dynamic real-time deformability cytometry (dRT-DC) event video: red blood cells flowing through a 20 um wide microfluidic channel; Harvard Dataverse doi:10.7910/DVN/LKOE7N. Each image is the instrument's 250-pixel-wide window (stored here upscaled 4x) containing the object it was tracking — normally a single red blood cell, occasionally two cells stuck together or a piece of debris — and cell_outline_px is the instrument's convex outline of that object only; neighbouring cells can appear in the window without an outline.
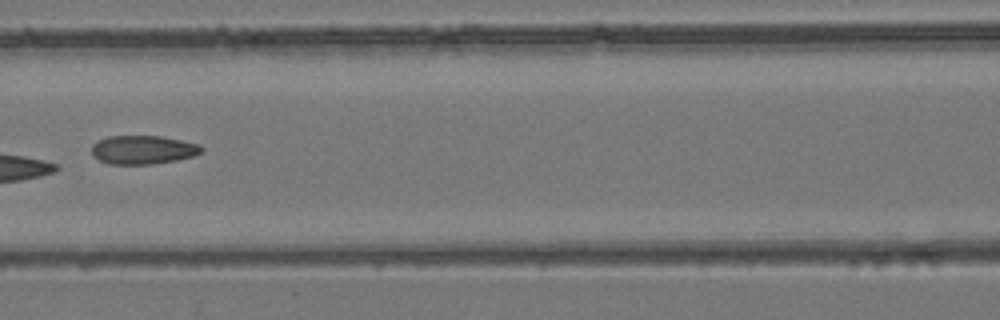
{"species": "common noctule bat (a hibernating species)", "species_latin": "Nyctalus noctula", "temperature_condition": "room temperature", "stored_images_in_passage": 7, "camera_frame_rate_fps": 3000, "um_per_image_px": 0.085, "animal": {"sex": "female", "body_mass_g": 24.6, "forearm_length_mm": 56.2}, "frame": {"image": 1, "passage_image": 6, "time_ms": 5.667, "image_size_px": [1000, 320], "cell_outline_px": [[204, 148], [200, 152], [192, 156], [176, 160], [152, 164], [108, 164], [92, 156], [92, 144], [108, 136], [160, 136], [200, 144]], "centroid_in_image_um": [12.13, 12.73], "position_along_channel_um": 154.5, "area_um2": 18.26}}
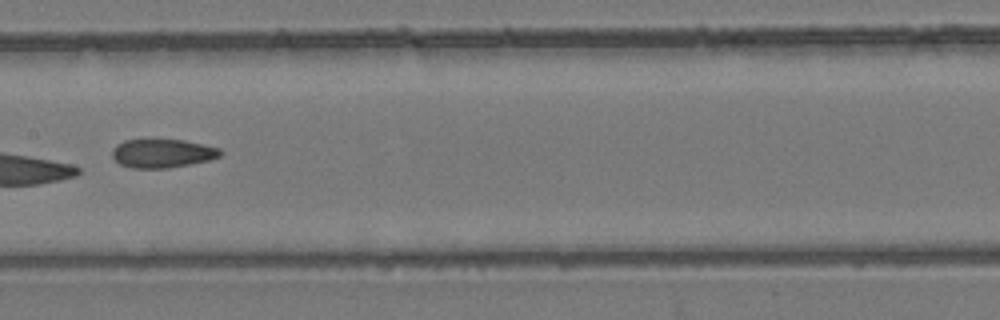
{"frame": {"image": 2, "passage_image": 7, "time_ms": 6.667, "image_size_px": [1000, 320], "cell_outline_px": [[224, 152], [220, 156], [208, 160], [168, 168], [132, 168], [120, 164], [112, 156], [112, 152], [116, 144], [124, 140], [184, 140], [220, 148]], "centroid_in_image_um": [13.81, 13.03], "position_along_channel_um": 193.6, "area_um2": 17.92}}